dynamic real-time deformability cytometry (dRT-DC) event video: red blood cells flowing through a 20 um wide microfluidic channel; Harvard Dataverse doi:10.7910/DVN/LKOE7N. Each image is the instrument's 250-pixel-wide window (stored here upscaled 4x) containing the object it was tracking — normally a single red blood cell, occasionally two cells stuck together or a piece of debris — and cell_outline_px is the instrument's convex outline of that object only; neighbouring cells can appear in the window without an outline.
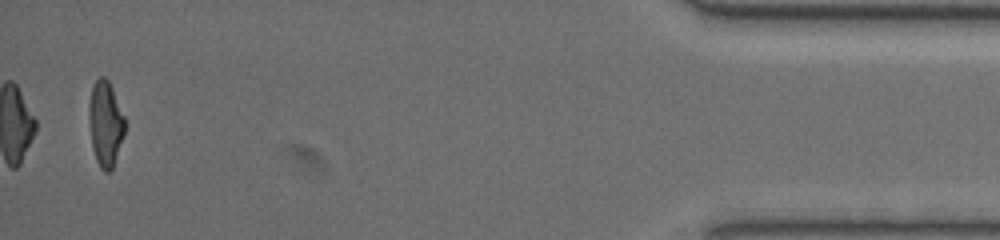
{"species": "common noctule bat (a hibernating species)", "species_latin": "Nyctalus noctula", "temperature_condition": "warm", "stored_images_in_passage": 39, "camera_frame_rate_fps": 3000, "um_per_image_px": 0.085, "animal": {"sex": "female", "body_mass_g": 19.5, "forearm_length_mm": 54.1}, "frame": {"image": 1, "passage_image": 39, "time_ms": 12.667, "image_size_px": [1000, 240], "cell_outline_px": [[124, 132], [112, 168], [108, 172], [104, 172], [100, 168], [96, 160], [92, 148], [88, 116], [88, 104], [92, 88], [96, 80], [100, 76], [104, 76], [108, 80], [112, 88], [124, 116]], "centroid_in_image_um": [8.93, 10.5], "position_along_channel_um": 426.3, "area_um2": 17.63}, "authors_computed_cell_mechanics": {"area_um2": 18.7272, "velocity_mm_per_s": 3.4341, "shape_relaxation_time_tau1_ms": 7.1559, "shape_relaxation_time_tau2_ms": 1.5262, "deformation_change_tau1": 0.2476, "deformation_change_tau2": 0.0802}}